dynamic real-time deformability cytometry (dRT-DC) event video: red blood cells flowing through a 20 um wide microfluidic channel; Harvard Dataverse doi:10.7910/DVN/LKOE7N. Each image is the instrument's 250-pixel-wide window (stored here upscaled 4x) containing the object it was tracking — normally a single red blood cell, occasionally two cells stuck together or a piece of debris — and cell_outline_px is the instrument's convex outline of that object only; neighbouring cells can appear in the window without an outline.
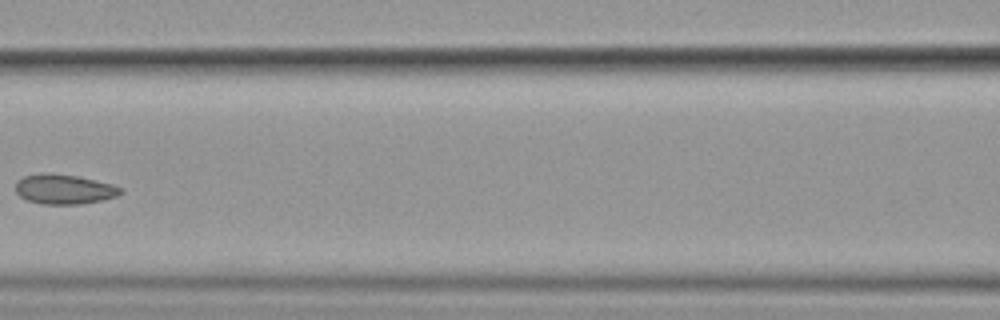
{"species": "common noctule bat (a hibernating species)", "species_latin": "Nyctalus noctula", "temperature_condition": "cold", "stored_images_in_passage": 9, "camera_frame_rate_fps": 3000, "um_per_image_px": 0.085, "animal": {"sex": "female", "body_mass_g": 19.9}, "frame": {"image": 1, "passage_image": 6, "time_ms": 7.0, "image_size_px": [1000, 320], "cell_outline_px": [[124, 192], [116, 196], [104, 200], [80, 204], [44, 204], [28, 200], [20, 196], [16, 192], [16, 180], [24, 176], [40, 172], [52, 172], [76, 176], [112, 184], [124, 188]], "centroid_in_image_um": [5.46, 16.07], "position_along_channel_um": 161.1, "area_um2": 18.44}}
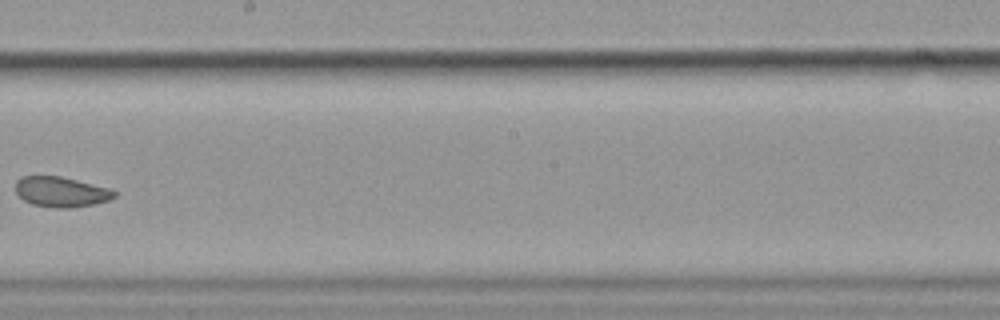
{"frame": {"image": 2, "passage_image": 8, "time_ms": 9.333, "image_size_px": [1000, 320], "cell_outline_px": [[116, 196], [108, 200], [96, 204], [72, 208], [56, 208], [32, 204], [24, 200], [16, 192], [16, 180], [20, 176], [60, 176], [108, 188], [116, 192]], "centroid_in_image_um": [5.18, 16.31], "position_along_channel_um": 243.0, "area_um2": 17.34}}
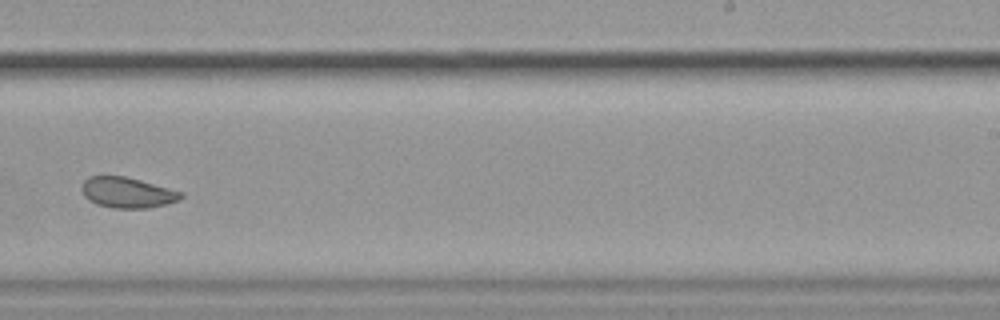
{"frame": {"image": 3, "passage_image": 9, "time_ms": 10.333, "image_size_px": [1000, 320], "cell_outline_px": [[184, 196], [180, 200], [148, 208], [112, 208], [96, 204], [88, 200], [84, 196], [80, 188], [84, 180], [88, 176], [124, 176], [140, 180], [184, 192]], "centroid_in_image_um": [10.8, 16.37], "position_along_channel_um": 278.2, "area_um2": 17.8}}